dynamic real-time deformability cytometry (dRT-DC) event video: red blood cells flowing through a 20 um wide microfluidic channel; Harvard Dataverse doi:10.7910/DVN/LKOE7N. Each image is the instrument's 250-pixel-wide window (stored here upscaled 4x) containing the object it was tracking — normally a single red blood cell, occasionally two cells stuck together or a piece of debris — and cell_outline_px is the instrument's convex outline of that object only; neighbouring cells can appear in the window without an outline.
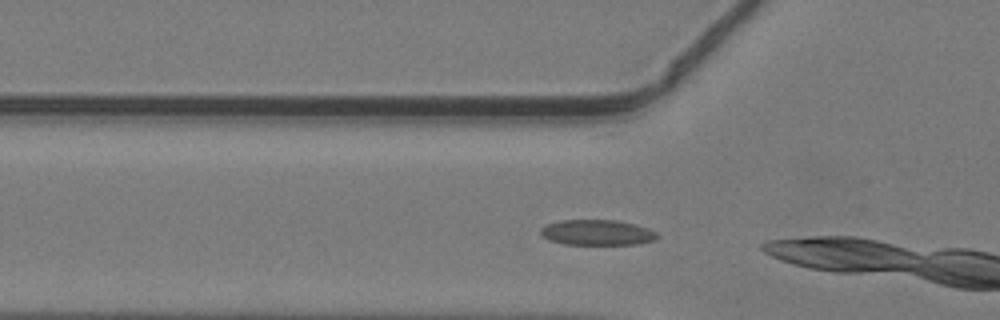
{"species": "common noctule bat (a hibernating species)", "species_latin": "Nyctalus noctula", "temperature_condition": "warm", "stored_images_in_passage": 3, "camera_frame_rate_fps": 3000, "um_per_image_px": 0.085, "animal": {"sex": "male", "body_mass_g": 19.2, "forearm_length_mm": 51.8}, "frame": {"image": 1, "passage_image": 2, "time_ms": 0.333, "image_size_px": [1000, 320], "cell_outline_px": [[660, 236], [656, 240], [640, 244], [564, 244], [548, 240], [540, 236], [540, 228], [548, 224], [560, 220], [616, 220], [636, 224], [648, 228], [656, 232]], "centroid_in_image_um": [50.77, 19.76], "position_along_channel_um": 75.0, "area_um2": 17.51}}